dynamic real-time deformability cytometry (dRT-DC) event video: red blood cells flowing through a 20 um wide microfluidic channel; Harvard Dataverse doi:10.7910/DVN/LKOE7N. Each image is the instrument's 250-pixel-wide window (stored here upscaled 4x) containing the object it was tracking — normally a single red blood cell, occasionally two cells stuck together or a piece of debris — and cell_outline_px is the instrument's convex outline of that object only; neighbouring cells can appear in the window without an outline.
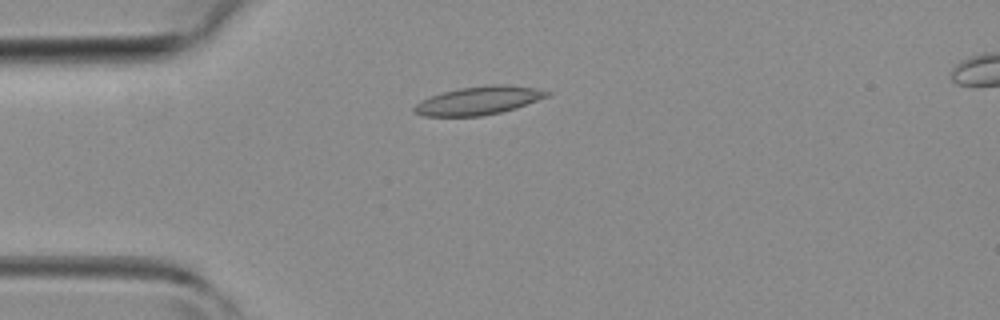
{"species": "common noctule bat (a hibernating species)", "species_latin": "Nyctalus noctula", "temperature_condition": "room temperature", "stored_images_in_passage": 11, "camera_frame_rate_fps": 3000, "um_per_image_px": 0.085, "animal": {"sex": "female", "body_mass_g": 19.3, "forearm_length_mm": 54.1}, "frame": {"image": 1, "passage_image": 1, "time_ms": 0.0, "image_size_px": [1000, 320], "cell_outline_px": [[552, 96], [516, 108], [500, 112], [480, 116], [424, 116], [412, 112], [412, 108], [420, 100], [444, 92], [460, 88], [492, 84], [508, 84], [536, 88], [552, 92]], "centroid_in_image_um": [40.74, 8.54], "position_along_channel_um": 44.3, "area_um2": 22.08}}
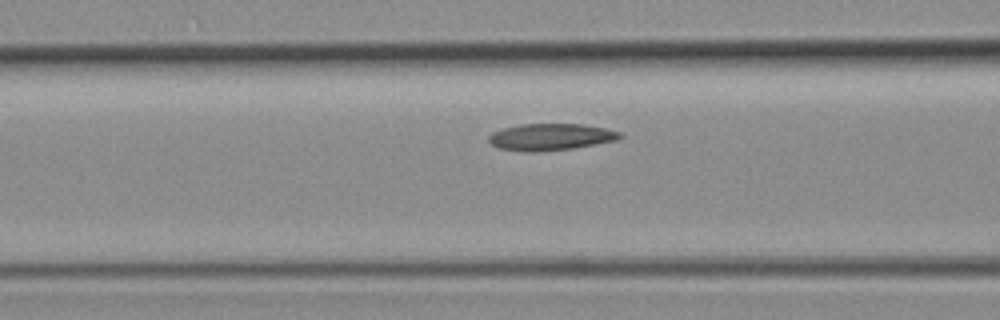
{"frame": {"image": 2, "passage_image": 7, "time_ms": 2.0, "image_size_px": [1000, 320], "cell_outline_px": [[624, 136], [616, 140], [572, 148], [500, 148], [492, 144], [488, 140], [488, 136], [492, 132], [504, 128], [520, 124], [584, 124], [604, 128], [620, 132]], "centroid_in_image_um": [46.88, 11.57], "position_along_channel_um": 119.7, "area_um2": 19.13}}
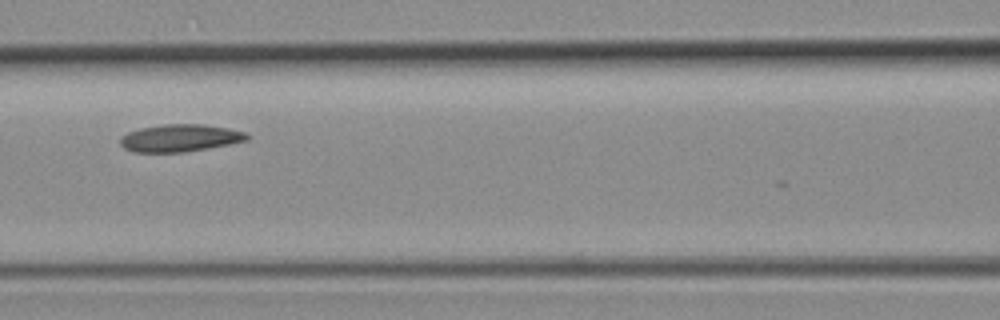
{"frame": {"image": 3, "passage_image": 9, "time_ms": 2.667, "image_size_px": [1000, 320], "cell_outline_px": [[252, 136], [248, 140], [228, 144], [180, 152], [132, 152], [124, 148], [120, 144], [120, 136], [128, 132], [140, 128], [164, 124], [204, 124], [228, 128], [244, 132]], "centroid_in_image_um": [15.27, 11.72], "position_along_channel_um": 151.3, "area_um2": 20.11}}